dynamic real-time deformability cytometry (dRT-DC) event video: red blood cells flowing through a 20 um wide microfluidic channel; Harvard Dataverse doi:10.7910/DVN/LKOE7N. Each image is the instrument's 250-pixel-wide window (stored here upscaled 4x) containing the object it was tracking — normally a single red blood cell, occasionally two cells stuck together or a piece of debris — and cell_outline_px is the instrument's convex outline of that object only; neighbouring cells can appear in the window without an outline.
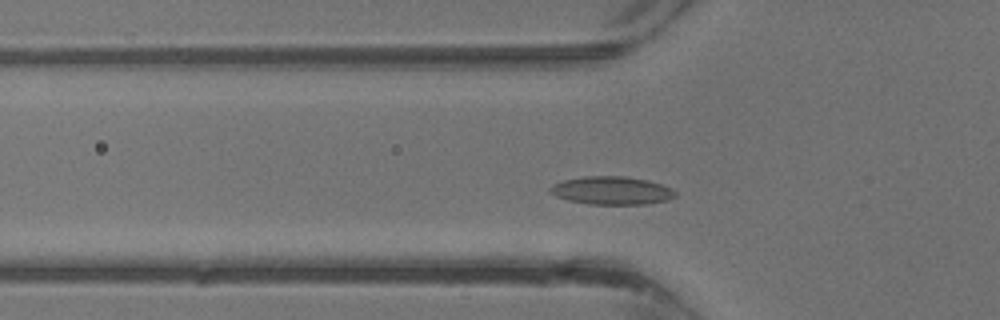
{"species": "common noctule bat (a hibernating species)", "species_latin": "Nyctalus noctula", "temperature_condition": "warm", "stored_images_in_passage": 33, "camera_frame_rate_fps": 3000, "um_per_image_px": 0.085, "animal": {"sex": "male", "body_mass_g": 13.3}, "frame": {"image": 1, "passage_image": 7, "time_ms": 2.0, "image_size_px": [1000, 320], "cell_outline_px": [[676, 196], [668, 200], [644, 204], [588, 204], [568, 200], [556, 196], [548, 192], [548, 188], [552, 184], [564, 180], [584, 176], [624, 176], [648, 180], [672, 188], [676, 192]], "centroid_in_image_um": [51.97, 16.19], "position_along_channel_um": 73.8, "area_um2": 20.58}}
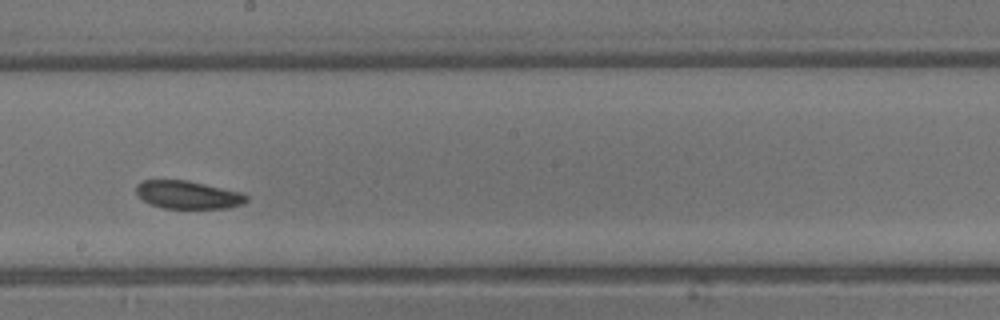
{"frame": {"image": 2, "passage_image": 16, "time_ms": 5.0, "image_size_px": [1000, 320], "cell_outline_px": [[248, 200], [244, 204], [228, 208], [164, 208], [152, 204], [144, 200], [136, 192], [136, 184], [144, 180], [184, 180], [204, 184], [240, 192], [248, 196]], "centroid_in_image_um": [15.99, 16.56], "position_along_channel_um": 232.2, "area_um2": 17.74}}
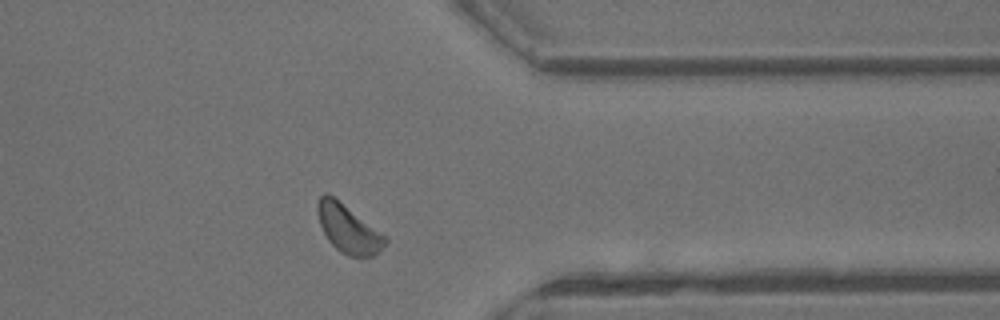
{"frame": {"image": 3, "passage_image": 25, "time_ms": 8.0, "image_size_px": [1000, 320], "cell_outline_px": [[388, 240], [372, 256], [348, 256], [340, 252], [328, 240], [320, 224], [316, 208], [316, 204], [320, 196], [324, 192], [328, 192], [384, 236]], "centroid_in_image_um": [29.52, 19.42], "position_along_channel_um": 381.9, "area_um2": 18.32}}